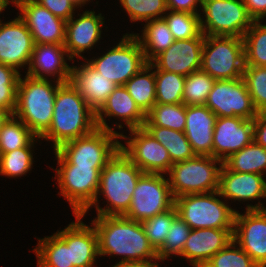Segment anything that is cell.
<instances>
[{"instance_id": "obj_1", "label": "cell", "mask_w": 266, "mask_h": 267, "mask_svg": "<svg viewBox=\"0 0 266 267\" xmlns=\"http://www.w3.org/2000/svg\"><path fill=\"white\" fill-rule=\"evenodd\" d=\"M98 237L99 256H123L121 261H157L141 222L120 216H97L92 220ZM150 259V260H149Z\"/></svg>"}, {"instance_id": "obj_2", "label": "cell", "mask_w": 266, "mask_h": 267, "mask_svg": "<svg viewBox=\"0 0 266 267\" xmlns=\"http://www.w3.org/2000/svg\"><path fill=\"white\" fill-rule=\"evenodd\" d=\"M96 128V112L72 83L67 82L57 88L52 122L40 139L53 141L56 150L63 143L85 136Z\"/></svg>"}, {"instance_id": "obj_3", "label": "cell", "mask_w": 266, "mask_h": 267, "mask_svg": "<svg viewBox=\"0 0 266 267\" xmlns=\"http://www.w3.org/2000/svg\"><path fill=\"white\" fill-rule=\"evenodd\" d=\"M142 174L119 149L100 172L96 199L90 207L96 206L97 216L124 215L130 207L136 183ZM100 193L107 199L108 205L105 208L99 206Z\"/></svg>"}, {"instance_id": "obj_4", "label": "cell", "mask_w": 266, "mask_h": 267, "mask_svg": "<svg viewBox=\"0 0 266 267\" xmlns=\"http://www.w3.org/2000/svg\"><path fill=\"white\" fill-rule=\"evenodd\" d=\"M36 79L26 75L19 77L17 84L16 108L13 115L19 118L37 137H41L50 127L58 81Z\"/></svg>"}, {"instance_id": "obj_5", "label": "cell", "mask_w": 266, "mask_h": 267, "mask_svg": "<svg viewBox=\"0 0 266 267\" xmlns=\"http://www.w3.org/2000/svg\"><path fill=\"white\" fill-rule=\"evenodd\" d=\"M216 197L218 191L178 196L174 207L191 229H234L237 211Z\"/></svg>"}, {"instance_id": "obj_6", "label": "cell", "mask_w": 266, "mask_h": 267, "mask_svg": "<svg viewBox=\"0 0 266 267\" xmlns=\"http://www.w3.org/2000/svg\"><path fill=\"white\" fill-rule=\"evenodd\" d=\"M58 160L56 179L60 192L71 205L73 214L85 215L96 199L100 172L105 166H78L69 164L56 150Z\"/></svg>"}, {"instance_id": "obj_7", "label": "cell", "mask_w": 266, "mask_h": 267, "mask_svg": "<svg viewBox=\"0 0 266 267\" xmlns=\"http://www.w3.org/2000/svg\"><path fill=\"white\" fill-rule=\"evenodd\" d=\"M222 165L217 158L200 155L172 164L168 181L173 197L218 191Z\"/></svg>"}, {"instance_id": "obj_8", "label": "cell", "mask_w": 266, "mask_h": 267, "mask_svg": "<svg viewBox=\"0 0 266 267\" xmlns=\"http://www.w3.org/2000/svg\"><path fill=\"white\" fill-rule=\"evenodd\" d=\"M244 41L234 36H205L200 70L215 80L243 78Z\"/></svg>"}, {"instance_id": "obj_9", "label": "cell", "mask_w": 266, "mask_h": 267, "mask_svg": "<svg viewBox=\"0 0 266 267\" xmlns=\"http://www.w3.org/2000/svg\"><path fill=\"white\" fill-rule=\"evenodd\" d=\"M88 62L95 67L97 72L116 85H125L131 77L148 64L141 44L134 33H126L111 50Z\"/></svg>"}, {"instance_id": "obj_10", "label": "cell", "mask_w": 266, "mask_h": 267, "mask_svg": "<svg viewBox=\"0 0 266 267\" xmlns=\"http://www.w3.org/2000/svg\"><path fill=\"white\" fill-rule=\"evenodd\" d=\"M120 135L97 127L85 136L63 143L56 151L71 165L106 166L120 149Z\"/></svg>"}, {"instance_id": "obj_11", "label": "cell", "mask_w": 266, "mask_h": 267, "mask_svg": "<svg viewBox=\"0 0 266 267\" xmlns=\"http://www.w3.org/2000/svg\"><path fill=\"white\" fill-rule=\"evenodd\" d=\"M201 31L205 36H234L243 38L254 20L243 0H202Z\"/></svg>"}, {"instance_id": "obj_12", "label": "cell", "mask_w": 266, "mask_h": 267, "mask_svg": "<svg viewBox=\"0 0 266 267\" xmlns=\"http://www.w3.org/2000/svg\"><path fill=\"white\" fill-rule=\"evenodd\" d=\"M164 174L143 173L135 186L128 211L123 215L128 219L143 222L174 207L168 178Z\"/></svg>"}, {"instance_id": "obj_13", "label": "cell", "mask_w": 266, "mask_h": 267, "mask_svg": "<svg viewBox=\"0 0 266 267\" xmlns=\"http://www.w3.org/2000/svg\"><path fill=\"white\" fill-rule=\"evenodd\" d=\"M130 137L121 133L127 146L120 143L123 153L143 172L165 174L170 171L172 161L168 150L144 127L130 129Z\"/></svg>"}, {"instance_id": "obj_14", "label": "cell", "mask_w": 266, "mask_h": 267, "mask_svg": "<svg viewBox=\"0 0 266 267\" xmlns=\"http://www.w3.org/2000/svg\"><path fill=\"white\" fill-rule=\"evenodd\" d=\"M204 105L217 117L254 119L258 114L243 78L215 80Z\"/></svg>"}, {"instance_id": "obj_15", "label": "cell", "mask_w": 266, "mask_h": 267, "mask_svg": "<svg viewBox=\"0 0 266 267\" xmlns=\"http://www.w3.org/2000/svg\"><path fill=\"white\" fill-rule=\"evenodd\" d=\"M233 240L260 267H266V207L259 201L235 215Z\"/></svg>"}, {"instance_id": "obj_16", "label": "cell", "mask_w": 266, "mask_h": 267, "mask_svg": "<svg viewBox=\"0 0 266 267\" xmlns=\"http://www.w3.org/2000/svg\"><path fill=\"white\" fill-rule=\"evenodd\" d=\"M36 44L64 45L66 21L34 0H14Z\"/></svg>"}, {"instance_id": "obj_17", "label": "cell", "mask_w": 266, "mask_h": 267, "mask_svg": "<svg viewBox=\"0 0 266 267\" xmlns=\"http://www.w3.org/2000/svg\"><path fill=\"white\" fill-rule=\"evenodd\" d=\"M205 35L197 38L175 40L165 51L157 55L150 64L155 70L188 76L200 70Z\"/></svg>"}, {"instance_id": "obj_18", "label": "cell", "mask_w": 266, "mask_h": 267, "mask_svg": "<svg viewBox=\"0 0 266 267\" xmlns=\"http://www.w3.org/2000/svg\"><path fill=\"white\" fill-rule=\"evenodd\" d=\"M34 46L33 36L19 16L6 23L0 20V63L19 71L29 65Z\"/></svg>"}, {"instance_id": "obj_19", "label": "cell", "mask_w": 266, "mask_h": 267, "mask_svg": "<svg viewBox=\"0 0 266 267\" xmlns=\"http://www.w3.org/2000/svg\"><path fill=\"white\" fill-rule=\"evenodd\" d=\"M253 141V119L217 117L213 133V157L224 161Z\"/></svg>"}, {"instance_id": "obj_20", "label": "cell", "mask_w": 266, "mask_h": 267, "mask_svg": "<svg viewBox=\"0 0 266 267\" xmlns=\"http://www.w3.org/2000/svg\"><path fill=\"white\" fill-rule=\"evenodd\" d=\"M76 222H71L64 230L56 234L70 248V264L74 267H93L98 253V237L93 224L91 227L81 219L84 215H74Z\"/></svg>"}, {"instance_id": "obj_21", "label": "cell", "mask_w": 266, "mask_h": 267, "mask_svg": "<svg viewBox=\"0 0 266 267\" xmlns=\"http://www.w3.org/2000/svg\"><path fill=\"white\" fill-rule=\"evenodd\" d=\"M74 18L66 21L64 46L71 60L76 56L86 60L81 53L92 49L99 42L104 17L101 13L96 15L94 10H86L79 18Z\"/></svg>"}, {"instance_id": "obj_22", "label": "cell", "mask_w": 266, "mask_h": 267, "mask_svg": "<svg viewBox=\"0 0 266 267\" xmlns=\"http://www.w3.org/2000/svg\"><path fill=\"white\" fill-rule=\"evenodd\" d=\"M71 61L64 45L36 44L28 65L26 75L36 79H48L55 76L60 83L70 82L71 66L65 59Z\"/></svg>"}, {"instance_id": "obj_23", "label": "cell", "mask_w": 266, "mask_h": 267, "mask_svg": "<svg viewBox=\"0 0 266 267\" xmlns=\"http://www.w3.org/2000/svg\"><path fill=\"white\" fill-rule=\"evenodd\" d=\"M233 233L234 229H191L181 256L193 267H203L233 239Z\"/></svg>"}, {"instance_id": "obj_24", "label": "cell", "mask_w": 266, "mask_h": 267, "mask_svg": "<svg viewBox=\"0 0 266 267\" xmlns=\"http://www.w3.org/2000/svg\"><path fill=\"white\" fill-rule=\"evenodd\" d=\"M104 117L121 118L129 130L143 127L146 120V114L129 95L124 85H117L114 91L107 97L105 103L96 112L97 127L116 132L109 127Z\"/></svg>"}, {"instance_id": "obj_25", "label": "cell", "mask_w": 266, "mask_h": 267, "mask_svg": "<svg viewBox=\"0 0 266 267\" xmlns=\"http://www.w3.org/2000/svg\"><path fill=\"white\" fill-rule=\"evenodd\" d=\"M217 116L205 105L186 106L184 134L196 155L213 157V133Z\"/></svg>"}, {"instance_id": "obj_26", "label": "cell", "mask_w": 266, "mask_h": 267, "mask_svg": "<svg viewBox=\"0 0 266 267\" xmlns=\"http://www.w3.org/2000/svg\"><path fill=\"white\" fill-rule=\"evenodd\" d=\"M264 175L241 173L228 170L222 165L218 192L227 200L251 201L266 198V180Z\"/></svg>"}, {"instance_id": "obj_27", "label": "cell", "mask_w": 266, "mask_h": 267, "mask_svg": "<svg viewBox=\"0 0 266 267\" xmlns=\"http://www.w3.org/2000/svg\"><path fill=\"white\" fill-rule=\"evenodd\" d=\"M70 82L95 112L101 108L117 86L97 72L88 61L80 67L71 66Z\"/></svg>"}, {"instance_id": "obj_28", "label": "cell", "mask_w": 266, "mask_h": 267, "mask_svg": "<svg viewBox=\"0 0 266 267\" xmlns=\"http://www.w3.org/2000/svg\"><path fill=\"white\" fill-rule=\"evenodd\" d=\"M141 32V36L139 34H135V36L141 44L148 63L167 50L175 41L164 18L146 22Z\"/></svg>"}, {"instance_id": "obj_29", "label": "cell", "mask_w": 266, "mask_h": 267, "mask_svg": "<svg viewBox=\"0 0 266 267\" xmlns=\"http://www.w3.org/2000/svg\"><path fill=\"white\" fill-rule=\"evenodd\" d=\"M223 165L233 172L264 175L266 172V149L253 140L249 145L225 159Z\"/></svg>"}, {"instance_id": "obj_30", "label": "cell", "mask_w": 266, "mask_h": 267, "mask_svg": "<svg viewBox=\"0 0 266 267\" xmlns=\"http://www.w3.org/2000/svg\"><path fill=\"white\" fill-rule=\"evenodd\" d=\"M139 108L146 114L156 103L155 70L148 63L124 85Z\"/></svg>"}, {"instance_id": "obj_31", "label": "cell", "mask_w": 266, "mask_h": 267, "mask_svg": "<svg viewBox=\"0 0 266 267\" xmlns=\"http://www.w3.org/2000/svg\"><path fill=\"white\" fill-rule=\"evenodd\" d=\"M143 127L168 150L173 164L196 156L184 132L160 126Z\"/></svg>"}, {"instance_id": "obj_32", "label": "cell", "mask_w": 266, "mask_h": 267, "mask_svg": "<svg viewBox=\"0 0 266 267\" xmlns=\"http://www.w3.org/2000/svg\"><path fill=\"white\" fill-rule=\"evenodd\" d=\"M38 242L34 248L38 267H74L70 264V248L56 233L38 238Z\"/></svg>"}, {"instance_id": "obj_33", "label": "cell", "mask_w": 266, "mask_h": 267, "mask_svg": "<svg viewBox=\"0 0 266 267\" xmlns=\"http://www.w3.org/2000/svg\"><path fill=\"white\" fill-rule=\"evenodd\" d=\"M186 124V105L180 104H159L146 113L144 126H160L176 131L184 132Z\"/></svg>"}, {"instance_id": "obj_34", "label": "cell", "mask_w": 266, "mask_h": 267, "mask_svg": "<svg viewBox=\"0 0 266 267\" xmlns=\"http://www.w3.org/2000/svg\"><path fill=\"white\" fill-rule=\"evenodd\" d=\"M36 137L19 118L10 115L0 130V154L24 148Z\"/></svg>"}, {"instance_id": "obj_35", "label": "cell", "mask_w": 266, "mask_h": 267, "mask_svg": "<svg viewBox=\"0 0 266 267\" xmlns=\"http://www.w3.org/2000/svg\"><path fill=\"white\" fill-rule=\"evenodd\" d=\"M254 21L243 36L245 66H266V25Z\"/></svg>"}, {"instance_id": "obj_36", "label": "cell", "mask_w": 266, "mask_h": 267, "mask_svg": "<svg viewBox=\"0 0 266 267\" xmlns=\"http://www.w3.org/2000/svg\"><path fill=\"white\" fill-rule=\"evenodd\" d=\"M184 85L185 76L173 72L155 70L156 103H183Z\"/></svg>"}, {"instance_id": "obj_37", "label": "cell", "mask_w": 266, "mask_h": 267, "mask_svg": "<svg viewBox=\"0 0 266 267\" xmlns=\"http://www.w3.org/2000/svg\"><path fill=\"white\" fill-rule=\"evenodd\" d=\"M40 139L36 137L28 146L11 152L0 154V174L7 177H21L26 175L33 164L34 142ZM32 149V150H31Z\"/></svg>"}, {"instance_id": "obj_38", "label": "cell", "mask_w": 266, "mask_h": 267, "mask_svg": "<svg viewBox=\"0 0 266 267\" xmlns=\"http://www.w3.org/2000/svg\"><path fill=\"white\" fill-rule=\"evenodd\" d=\"M167 12L165 13L166 15H163V18L175 40L197 38L202 33L200 14L173 10H168Z\"/></svg>"}, {"instance_id": "obj_39", "label": "cell", "mask_w": 266, "mask_h": 267, "mask_svg": "<svg viewBox=\"0 0 266 267\" xmlns=\"http://www.w3.org/2000/svg\"><path fill=\"white\" fill-rule=\"evenodd\" d=\"M214 82L215 79L202 70L185 76L183 104L186 106L204 105Z\"/></svg>"}, {"instance_id": "obj_40", "label": "cell", "mask_w": 266, "mask_h": 267, "mask_svg": "<svg viewBox=\"0 0 266 267\" xmlns=\"http://www.w3.org/2000/svg\"><path fill=\"white\" fill-rule=\"evenodd\" d=\"M131 22L163 18L168 11L166 0H120Z\"/></svg>"}, {"instance_id": "obj_41", "label": "cell", "mask_w": 266, "mask_h": 267, "mask_svg": "<svg viewBox=\"0 0 266 267\" xmlns=\"http://www.w3.org/2000/svg\"><path fill=\"white\" fill-rule=\"evenodd\" d=\"M203 267H260L232 239L222 250L212 256Z\"/></svg>"}, {"instance_id": "obj_42", "label": "cell", "mask_w": 266, "mask_h": 267, "mask_svg": "<svg viewBox=\"0 0 266 267\" xmlns=\"http://www.w3.org/2000/svg\"><path fill=\"white\" fill-rule=\"evenodd\" d=\"M190 231L189 225L177 216L171 224L163 246L157 251L158 260L164 261L171 255L181 256Z\"/></svg>"}, {"instance_id": "obj_43", "label": "cell", "mask_w": 266, "mask_h": 267, "mask_svg": "<svg viewBox=\"0 0 266 267\" xmlns=\"http://www.w3.org/2000/svg\"><path fill=\"white\" fill-rule=\"evenodd\" d=\"M243 80L255 109L266 111V66H244Z\"/></svg>"}, {"instance_id": "obj_44", "label": "cell", "mask_w": 266, "mask_h": 267, "mask_svg": "<svg viewBox=\"0 0 266 267\" xmlns=\"http://www.w3.org/2000/svg\"><path fill=\"white\" fill-rule=\"evenodd\" d=\"M177 216L178 214L176 208L173 207L169 211L155 215L154 217L142 222L146 236L156 251L163 246L171 224Z\"/></svg>"}, {"instance_id": "obj_45", "label": "cell", "mask_w": 266, "mask_h": 267, "mask_svg": "<svg viewBox=\"0 0 266 267\" xmlns=\"http://www.w3.org/2000/svg\"><path fill=\"white\" fill-rule=\"evenodd\" d=\"M47 8L53 15L64 19L70 20L75 8H79L80 5L75 0H34Z\"/></svg>"}, {"instance_id": "obj_46", "label": "cell", "mask_w": 266, "mask_h": 267, "mask_svg": "<svg viewBox=\"0 0 266 267\" xmlns=\"http://www.w3.org/2000/svg\"><path fill=\"white\" fill-rule=\"evenodd\" d=\"M17 84H0V107L13 115L16 108Z\"/></svg>"}, {"instance_id": "obj_47", "label": "cell", "mask_w": 266, "mask_h": 267, "mask_svg": "<svg viewBox=\"0 0 266 267\" xmlns=\"http://www.w3.org/2000/svg\"><path fill=\"white\" fill-rule=\"evenodd\" d=\"M253 140L266 149V111L258 112L253 119Z\"/></svg>"}, {"instance_id": "obj_48", "label": "cell", "mask_w": 266, "mask_h": 267, "mask_svg": "<svg viewBox=\"0 0 266 267\" xmlns=\"http://www.w3.org/2000/svg\"><path fill=\"white\" fill-rule=\"evenodd\" d=\"M168 10L199 14L198 4L201 6L202 0H166Z\"/></svg>"}, {"instance_id": "obj_49", "label": "cell", "mask_w": 266, "mask_h": 267, "mask_svg": "<svg viewBox=\"0 0 266 267\" xmlns=\"http://www.w3.org/2000/svg\"><path fill=\"white\" fill-rule=\"evenodd\" d=\"M248 14L254 21H260L266 17V0H243Z\"/></svg>"}, {"instance_id": "obj_50", "label": "cell", "mask_w": 266, "mask_h": 267, "mask_svg": "<svg viewBox=\"0 0 266 267\" xmlns=\"http://www.w3.org/2000/svg\"><path fill=\"white\" fill-rule=\"evenodd\" d=\"M20 72L15 68L0 63V84H18Z\"/></svg>"}, {"instance_id": "obj_51", "label": "cell", "mask_w": 266, "mask_h": 267, "mask_svg": "<svg viewBox=\"0 0 266 267\" xmlns=\"http://www.w3.org/2000/svg\"><path fill=\"white\" fill-rule=\"evenodd\" d=\"M112 267H160L156 261H119Z\"/></svg>"}, {"instance_id": "obj_52", "label": "cell", "mask_w": 266, "mask_h": 267, "mask_svg": "<svg viewBox=\"0 0 266 267\" xmlns=\"http://www.w3.org/2000/svg\"><path fill=\"white\" fill-rule=\"evenodd\" d=\"M11 114L4 108L0 107V130L3 123L8 119Z\"/></svg>"}, {"instance_id": "obj_53", "label": "cell", "mask_w": 266, "mask_h": 267, "mask_svg": "<svg viewBox=\"0 0 266 267\" xmlns=\"http://www.w3.org/2000/svg\"><path fill=\"white\" fill-rule=\"evenodd\" d=\"M11 2L14 3V0H0V14Z\"/></svg>"}, {"instance_id": "obj_54", "label": "cell", "mask_w": 266, "mask_h": 267, "mask_svg": "<svg viewBox=\"0 0 266 267\" xmlns=\"http://www.w3.org/2000/svg\"><path fill=\"white\" fill-rule=\"evenodd\" d=\"M80 7L84 6L87 2H89L90 0H75Z\"/></svg>"}]
</instances>
